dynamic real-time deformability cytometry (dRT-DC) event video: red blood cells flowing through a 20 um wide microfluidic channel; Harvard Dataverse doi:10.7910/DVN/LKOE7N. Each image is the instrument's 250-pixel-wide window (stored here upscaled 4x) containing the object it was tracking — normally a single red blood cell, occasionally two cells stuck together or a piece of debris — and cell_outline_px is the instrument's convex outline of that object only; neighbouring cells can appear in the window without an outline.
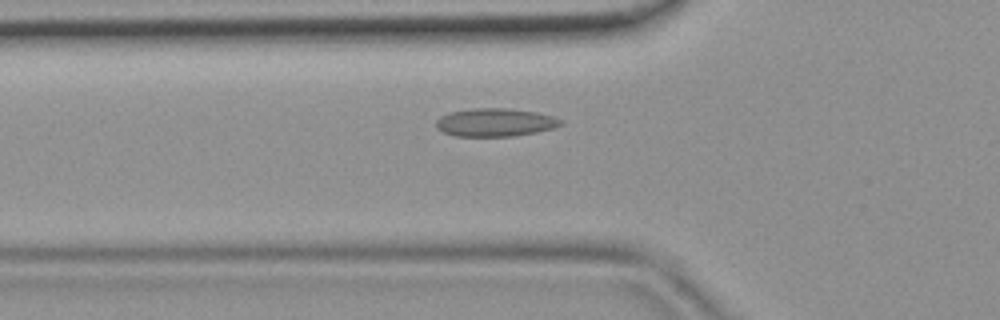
{"species": "common noctule bat (a hibernating species)", "species_latin": "Nyctalus noctula", "temperature_condition": "room temperature", "stored_images_in_passage": 35, "camera_frame_rate_fps": 3000, "um_per_image_px": 0.085, "animal": {"sex": "female", "body_mass_g": 19.9}, "frame": {"image": 1, "passage_image": 4, "time_ms": 1.0, "image_size_px": [1000, 320], "cell_outline_px": [[564, 124], [556, 128], [536, 132], [512, 136], [452, 136], [444, 132], [436, 124], [436, 120], [440, 116], [448, 112], [472, 108], [508, 108], [536, 112], [552, 116], [564, 120]], "centroid_in_image_um": [42.12, 10.4], "position_along_channel_um": 83.7, "area_um2": 20.58}}
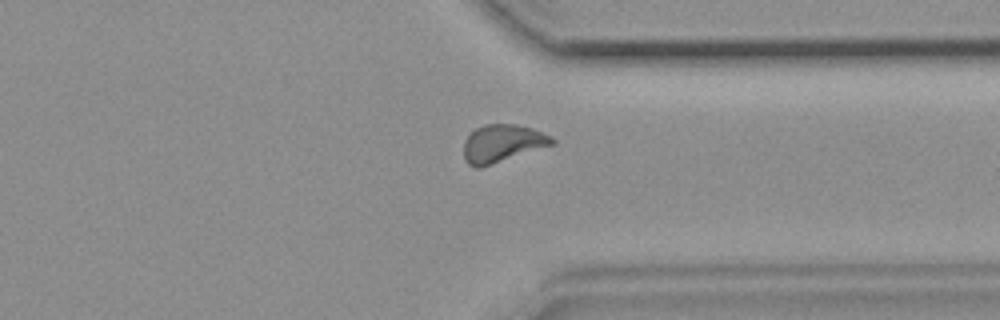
{"frame": {"image": 2, "passage_image": 24, "time_ms": 7.667, "image_size_px": [1000, 320], "cell_outline_px": [[556, 144], [480, 168], [476, 168], [468, 164], [464, 160], [464, 140], [476, 128], [484, 124], [516, 124], [532, 128], [552, 136], [556, 140]], "centroid_in_image_um": [42.72, 12.19], "position_along_channel_um": 368.7, "area_um2": 19.59}}
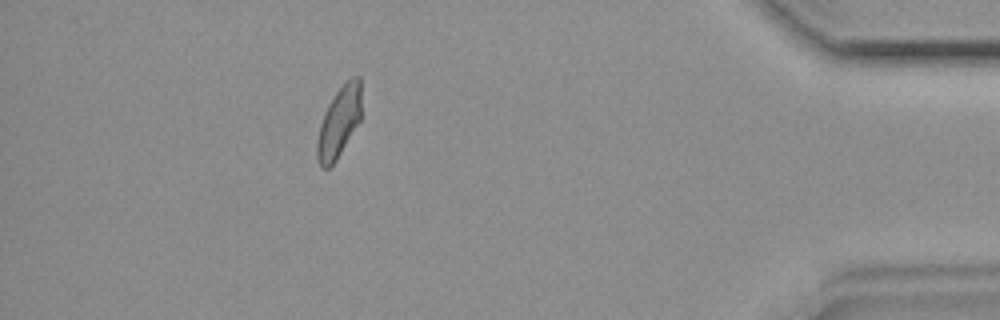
{"frame": {"image": 3, "passage_image": 30, "time_ms": 9.667, "image_size_px": [1000, 320], "cell_outline_px": [[360, 120], [336, 160], [328, 168], [320, 168], [316, 156], [316, 144], [320, 124], [324, 112], [328, 104], [336, 92], [352, 76], [360, 76]], "centroid_in_image_um": [28.79, 10.4], "position_along_channel_um": 406.4, "area_um2": 17.98}}